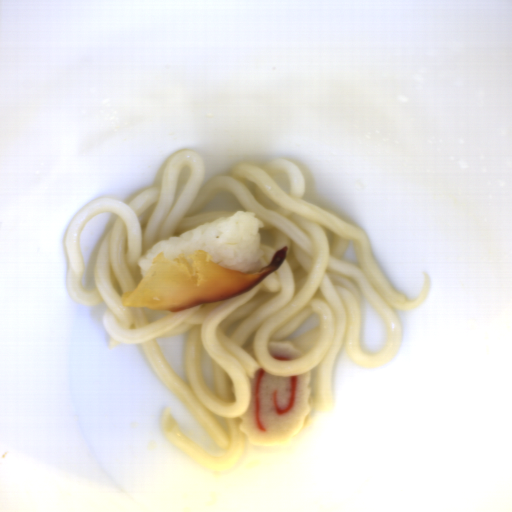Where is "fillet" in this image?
<instances>
[{"instance_id": "fillet-1", "label": "fillet", "mask_w": 512, "mask_h": 512, "mask_svg": "<svg viewBox=\"0 0 512 512\" xmlns=\"http://www.w3.org/2000/svg\"><path fill=\"white\" fill-rule=\"evenodd\" d=\"M287 252L288 246L279 248L269 265L244 273L216 264L198 249L189 257L181 254L174 259L159 251L137 287L123 293L122 306L165 312L233 298L279 269Z\"/></svg>"}]
</instances>
